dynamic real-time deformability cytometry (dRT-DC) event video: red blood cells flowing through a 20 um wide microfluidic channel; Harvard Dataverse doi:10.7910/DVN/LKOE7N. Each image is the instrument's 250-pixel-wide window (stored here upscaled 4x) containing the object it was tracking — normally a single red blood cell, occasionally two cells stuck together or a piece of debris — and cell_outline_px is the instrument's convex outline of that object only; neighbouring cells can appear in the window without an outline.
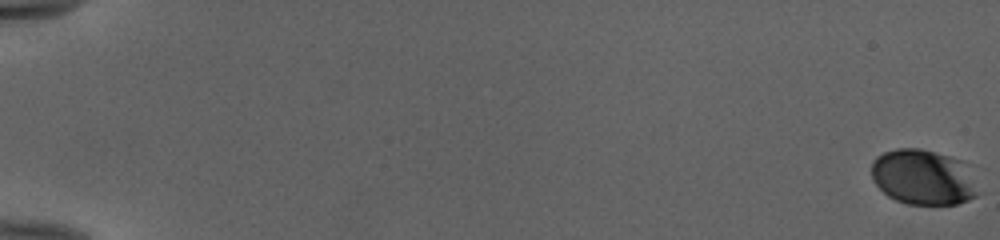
{"species": "human", "species_latin": "Homo sapiens", "temperature_condition": "cold", "stored_images_in_passage": 55, "camera_frame_rate_fps": 3000, "um_per_image_px": 0.085, "donor": {"sex": "female"}, "frame": {"image": 1, "passage_image": 1, "time_ms": 0.0, "image_size_px": [1000, 240], "cell_outline_px": [[980, 192], [976, 196], [968, 200], [956, 204], [908, 204], [896, 200], [888, 196], [876, 184], [872, 176], [872, 160], [876, 156], [884, 152], [896, 148], [920, 148], [948, 156], [960, 160]], "centroid_in_image_um": [78.43, 15.06], "position_along_channel_um": 6.6, "area_um2": 33.93}}
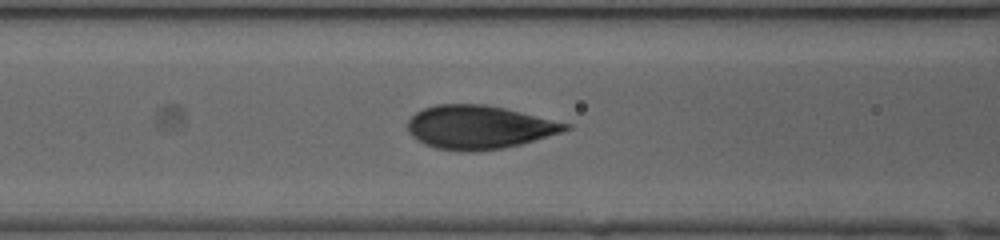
{"frame": {"image": 2, "passage_image": 26, "time_ms": 8.333, "image_size_px": [1000, 240], "cell_outline_px": [[572, 128], [560, 132], [520, 144], [504, 148], [436, 148], [424, 144], [412, 136], [408, 132], [408, 120], [416, 112], [424, 108], [436, 104], [484, 104], [504, 108], [572, 124]], "centroid_in_image_um": [40.71, 10.76], "position_along_channel_um": 125.9, "area_um2": 38.78}}
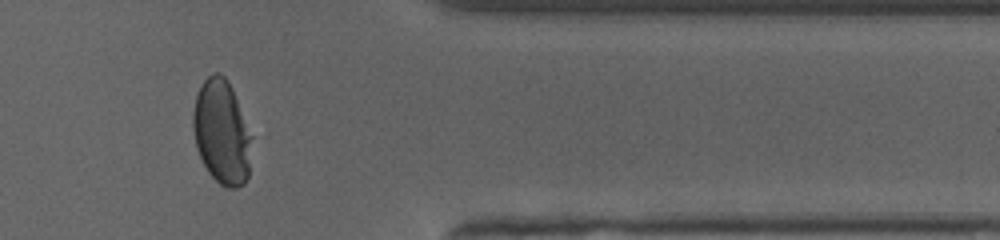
{"frame": {"image": 3, "passage_image": 47, "time_ms": 15.333, "image_size_px": [1000, 240], "cell_outline_px": [[252, 136], [248, 176], [244, 184], [236, 188], [228, 188], [220, 184], [208, 172], [196, 148], [192, 128], [192, 112], [196, 96], [204, 80], [212, 72], [220, 72], [228, 80], [232, 88]], "centroid_in_image_um": [18.83, 11.23], "position_along_channel_um": 392.6, "area_um2": 35.72}, "authors_computed_cell_mechanics": {"area_um2": 38.7838, "velocity_mm_per_s": 3.9766, "shape_relaxation_time_tau1_ms": 3.624, "shape_relaxation_time_tau2_ms": null, "deformation_change_tau1": 0.1789, "deformation_change_tau2": null}}